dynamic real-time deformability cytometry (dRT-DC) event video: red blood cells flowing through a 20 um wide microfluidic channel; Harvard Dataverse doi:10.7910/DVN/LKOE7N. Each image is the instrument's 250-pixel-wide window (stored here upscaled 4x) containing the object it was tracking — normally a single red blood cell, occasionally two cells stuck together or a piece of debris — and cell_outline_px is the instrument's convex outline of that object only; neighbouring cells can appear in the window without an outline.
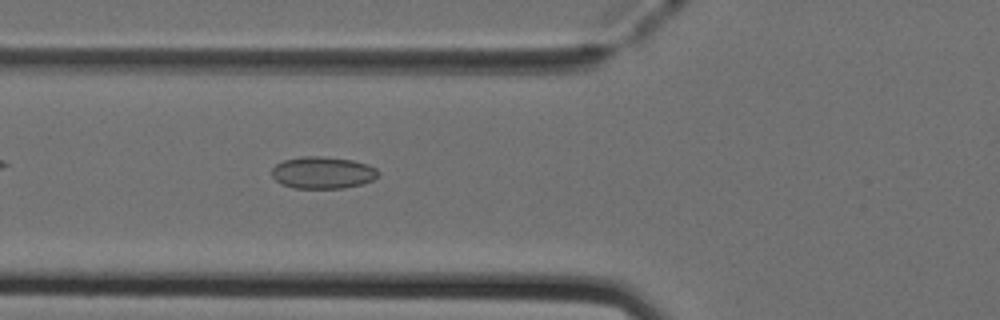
{"species": "Egyptian fruit bat (a non-hibernating species)", "species_latin": "Rousettus aegyptiacus", "temperature_condition": "cold", "stored_images_in_passage": 34, "camera_frame_rate_fps": 3000, "um_per_image_px": 0.085, "animal": {"sex": "female"}, "frame": {"image": 1, "passage_image": 6, "time_ms": 1.667, "image_size_px": [1000, 320], "cell_outline_px": [[380, 172], [372, 180], [360, 184], [344, 188], [292, 188], [280, 184], [272, 176], [272, 168], [276, 164], [284, 160], [300, 156], [320, 156], [352, 160], [368, 164], [376, 168]], "centroid_in_image_um": [27.4, 14.67], "position_along_channel_um": 98.4, "area_um2": 19.88}}
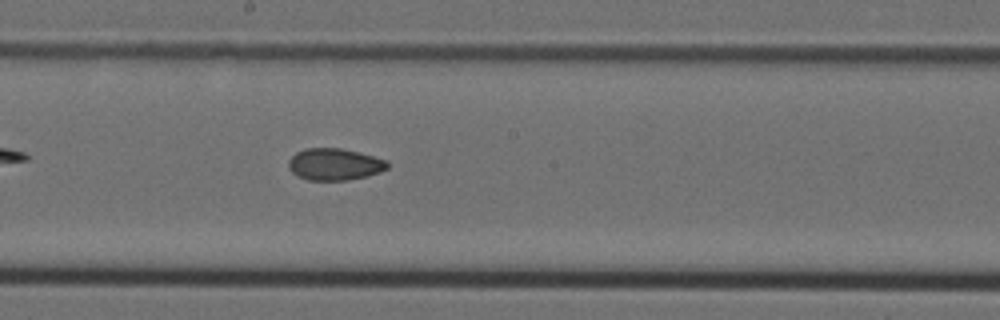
{"frame": {"image": 2, "passage_image": 15, "time_ms": 4.667, "image_size_px": [1000, 320], "cell_outline_px": [[388, 168], [380, 172], [368, 176], [348, 180], [308, 180], [296, 176], [288, 168], [288, 160], [296, 152], [304, 148], [340, 148], [388, 160]], "centroid_in_image_um": [28.41, 13.97], "position_along_channel_um": 219.8, "area_um2": 18.44}}
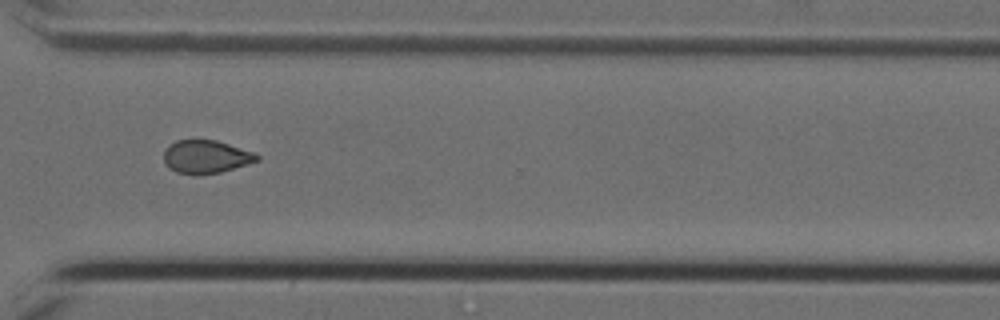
{"frame": {"image": 3, "passage_image": 25, "time_ms": 8.0, "image_size_px": [1000, 320], "cell_outline_px": [[260, 160], [220, 172], [196, 176], [176, 172], [168, 168], [164, 160], [164, 152], [168, 144], [176, 140], [216, 140], [256, 152], [260, 156]], "centroid_in_image_um": [17.51, 13.33], "position_along_channel_um": 353.1, "area_um2": 18.26}}